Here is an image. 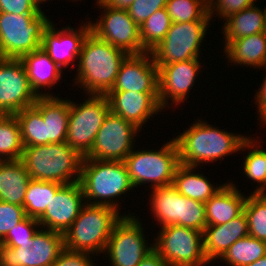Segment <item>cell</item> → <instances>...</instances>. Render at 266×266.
<instances>
[{
    "label": "cell",
    "instance_id": "obj_1",
    "mask_svg": "<svg viewBox=\"0 0 266 266\" xmlns=\"http://www.w3.org/2000/svg\"><path fill=\"white\" fill-rule=\"evenodd\" d=\"M128 54L99 39L93 32L85 38L76 69L75 83L87 95H107L115 81L122 61ZM79 84V85H78Z\"/></svg>",
    "mask_w": 266,
    "mask_h": 266
},
{
    "label": "cell",
    "instance_id": "obj_2",
    "mask_svg": "<svg viewBox=\"0 0 266 266\" xmlns=\"http://www.w3.org/2000/svg\"><path fill=\"white\" fill-rule=\"evenodd\" d=\"M224 130L205 120H196L187 130L174 137L180 164L196 168L204 162H216L226 155L238 152L247 136Z\"/></svg>",
    "mask_w": 266,
    "mask_h": 266
},
{
    "label": "cell",
    "instance_id": "obj_3",
    "mask_svg": "<svg viewBox=\"0 0 266 266\" xmlns=\"http://www.w3.org/2000/svg\"><path fill=\"white\" fill-rule=\"evenodd\" d=\"M79 182L87 204L106 205L119 212L117 198L134 189L123 161L83 158Z\"/></svg>",
    "mask_w": 266,
    "mask_h": 266
},
{
    "label": "cell",
    "instance_id": "obj_4",
    "mask_svg": "<svg viewBox=\"0 0 266 266\" xmlns=\"http://www.w3.org/2000/svg\"><path fill=\"white\" fill-rule=\"evenodd\" d=\"M82 160L66 142L24 147L21 157L31 179L61 184L80 180Z\"/></svg>",
    "mask_w": 266,
    "mask_h": 266
},
{
    "label": "cell",
    "instance_id": "obj_5",
    "mask_svg": "<svg viewBox=\"0 0 266 266\" xmlns=\"http://www.w3.org/2000/svg\"><path fill=\"white\" fill-rule=\"evenodd\" d=\"M121 212L106 205L85 204L64 233V248L93 255L105 252L114 225Z\"/></svg>",
    "mask_w": 266,
    "mask_h": 266
},
{
    "label": "cell",
    "instance_id": "obj_6",
    "mask_svg": "<svg viewBox=\"0 0 266 266\" xmlns=\"http://www.w3.org/2000/svg\"><path fill=\"white\" fill-rule=\"evenodd\" d=\"M124 159L133 187L149 184L151 188L173 184L180 165L179 150L174 137L159 150H135Z\"/></svg>",
    "mask_w": 266,
    "mask_h": 266
},
{
    "label": "cell",
    "instance_id": "obj_7",
    "mask_svg": "<svg viewBox=\"0 0 266 266\" xmlns=\"http://www.w3.org/2000/svg\"><path fill=\"white\" fill-rule=\"evenodd\" d=\"M49 19L44 12L20 15L0 12L1 58L20 59L40 48Z\"/></svg>",
    "mask_w": 266,
    "mask_h": 266
},
{
    "label": "cell",
    "instance_id": "obj_8",
    "mask_svg": "<svg viewBox=\"0 0 266 266\" xmlns=\"http://www.w3.org/2000/svg\"><path fill=\"white\" fill-rule=\"evenodd\" d=\"M154 249L168 266H205L203 232L178 225L160 227Z\"/></svg>",
    "mask_w": 266,
    "mask_h": 266
},
{
    "label": "cell",
    "instance_id": "obj_9",
    "mask_svg": "<svg viewBox=\"0 0 266 266\" xmlns=\"http://www.w3.org/2000/svg\"><path fill=\"white\" fill-rule=\"evenodd\" d=\"M77 104L70 99V112L66 143L85 157L93 147L97 132L110 111L106 95H88Z\"/></svg>",
    "mask_w": 266,
    "mask_h": 266
},
{
    "label": "cell",
    "instance_id": "obj_10",
    "mask_svg": "<svg viewBox=\"0 0 266 266\" xmlns=\"http://www.w3.org/2000/svg\"><path fill=\"white\" fill-rule=\"evenodd\" d=\"M210 22H172L165 38L151 51L156 66L199 58Z\"/></svg>",
    "mask_w": 266,
    "mask_h": 266
},
{
    "label": "cell",
    "instance_id": "obj_11",
    "mask_svg": "<svg viewBox=\"0 0 266 266\" xmlns=\"http://www.w3.org/2000/svg\"><path fill=\"white\" fill-rule=\"evenodd\" d=\"M139 221L133 213L124 214L114 225L104 253L112 266H137L154 249V243L147 244Z\"/></svg>",
    "mask_w": 266,
    "mask_h": 266
},
{
    "label": "cell",
    "instance_id": "obj_12",
    "mask_svg": "<svg viewBox=\"0 0 266 266\" xmlns=\"http://www.w3.org/2000/svg\"><path fill=\"white\" fill-rule=\"evenodd\" d=\"M98 8L104 9L97 21L92 22L91 32L99 39L112 44L127 54H142L147 52L142 47L140 28L132 20L127 10L112 8L102 0L96 1ZM101 7V8H100Z\"/></svg>",
    "mask_w": 266,
    "mask_h": 266
},
{
    "label": "cell",
    "instance_id": "obj_13",
    "mask_svg": "<svg viewBox=\"0 0 266 266\" xmlns=\"http://www.w3.org/2000/svg\"><path fill=\"white\" fill-rule=\"evenodd\" d=\"M138 132L140 129L134 124L109 111L91 151L83 158L124 161L135 147Z\"/></svg>",
    "mask_w": 266,
    "mask_h": 266
},
{
    "label": "cell",
    "instance_id": "obj_14",
    "mask_svg": "<svg viewBox=\"0 0 266 266\" xmlns=\"http://www.w3.org/2000/svg\"><path fill=\"white\" fill-rule=\"evenodd\" d=\"M37 98L29 85L23 62L0 58V114L15 115L33 106Z\"/></svg>",
    "mask_w": 266,
    "mask_h": 266
},
{
    "label": "cell",
    "instance_id": "obj_15",
    "mask_svg": "<svg viewBox=\"0 0 266 266\" xmlns=\"http://www.w3.org/2000/svg\"><path fill=\"white\" fill-rule=\"evenodd\" d=\"M63 249V234L41 227L33 236L31 248L0 244V266H51Z\"/></svg>",
    "mask_w": 266,
    "mask_h": 266
},
{
    "label": "cell",
    "instance_id": "obj_16",
    "mask_svg": "<svg viewBox=\"0 0 266 266\" xmlns=\"http://www.w3.org/2000/svg\"><path fill=\"white\" fill-rule=\"evenodd\" d=\"M200 61V58H195L161 65L158 68V100L162 109L169 108L171 104L180 105L186 101L199 76L198 73L202 67Z\"/></svg>",
    "mask_w": 266,
    "mask_h": 266
},
{
    "label": "cell",
    "instance_id": "obj_17",
    "mask_svg": "<svg viewBox=\"0 0 266 266\" xmlns=\"http://www.w3.org/2000/svg\"><path fill=\"white\" fill-rule=\"evenodd\" d=\"M85 204L83 189L79 181L63 184L37 220L44 229L64 235Z\"/></svg>",
    "mask_w": 266,
    "mask_h": 266
},
{
    "label": "cell",
    "instance_id": "obj_18",
    "mask_svg": "<svg viewBox=\"0 0 266 266\" xmlns=\"http://www.w3.org/2000/svg\"><path fill=\"white\" fill-rule=\"evenodd\" d=\"M54 22H49L43 30L41 48L48 54L61 70L68 68L78 60L83 42L91 32L90 20L76 30L70 26L57 29Z\"/></svg>",
    "mask_w": 266,
    "mask_h": 266
},
{
    "label": "cell",
    "instance_id": "obj_19",
    "mask_svg": "<svg viewBox=\"0 0 266 266\" xmlns=\"http://www.w3.org/2000/svg\"><path fill=\"white\" fill-rule=\"evenodd\" d=\"M158 67L151 52L128 54L122 61L111 91L158 93Z\"/></svg>",
    "mask_w": 266,
    "mask_h": 266
},
{
    "label": "cell",
    "instance_id": "obj_20",
    "mask_svg": "<svg viewBox=\"0 0 266 266\" xmlns=\"http://www.w3.org/2000/svg\"><path fill=\"white\" fill-rule=\"evenodd\" d=\"M106 97L112 113L121 116L140 130L152 115L163 110L159 105L158 93L110 91Z\"/></svg>",
    "mask_w": 266,
    "mask_h": 266
},
{
    "label": "cell",
    "instance_id": "obj_21",
    "mask_svg": "<svg viewBox=\"0 0 266 266\" xmlns=\"http://www.w3.org/2000/svg\"><path fill=\"white\" fill-rule=\"evenodd\" d=\"M248 235V220L244 212L228 223L207 225L203 232L204 254L207 261H217L235 241Z\"/></svg>",
    "mask_w": 266,
    "mask_h": 266
},
{
    "label": "cell",
    "instance_id": "obj_22",
    "mask_svg": "<svg viewBox=\"0 0 266 266\" xmlns=\"http://www.w3.org/2000/svg\"><path fill=\"white\" fill-rule=\"evenodd\" d=\"M20 60L23 62L27 72L29 85L37 97L56 96L52 92H42L43 88L49 89L62 78L63 71L54 63L48 54L40 47L35 51L24 54ZM41 89V91H40Z\"/></svg>",
    "mask_w": 266,
    "mask_h": 266
},
{
    "label": "cell",
    "instance_id": "obj_23",
    "mask_svg": "<svg viewBox=\"0 0 266 266\" xmlns=\"http://www.w3.org/2000/svg\"><path fill=\"white\" fill-rule=\"evenodd\" d=\"M58 96H42L34 107L41 113L47 130V144L66 142L70 100Z\"/></svg>",
    "mask_w": 266,
    "mask_h": 266
},
{
    "label": "cell",
    "instance_id": "obj_24",
    "mask_svg": "<svg viewBox=\"0 0 266 266\" xmlns=\"http://www.w3.org/2000/svg\"><path fill=\"white\" fill-rule=\"evenodd\" d=\"M237 188V189H236ZM233 182H226L222 188L205 202L207 225L228 223L243 212L246 200Z\"/></svg>",
    "mask_w": 266,
    "mask_h": 266
},
{
    "label": "cell",
    "instance_id": "obj_25",
    "mask_svg": "<svg viewBox=\"0 0 266 266\" xmlns=\"http://www.w3.org/2000/svg\"><path fill=\"white\" fill-rule=\"evenodd\" d=\"M223 53L228 58L227 63L262 70L266 66V32L231 40L224 45Z\"/></svg>",
    "mask_w": 266,
    "mask_h": 266
},
{
    "label": "cell",
    "instance_id": "obj_26",
    "mask_svg": "<svg viewBox=\"0 0 266 266\" xmlns=\"http://www.w3.org/2000/svg\"><path fill=\"white\" fill-rule=\"evenodd\" d=\"M30 179L21 160L0 161V201L23 207Z\"/></svg>",
    "mask_w": 266,
    "mask_h": 266
},
{
    "label": "cell",
    "instance_id": "obj_27",
    "mask_svg": "<svg viewBox=\"0 0 266 266\" xmlns=\"http://www.w3.org/2000/svg\"><path fill=\"white\" fill-rule=\"evenodd\" d=\"M150 210L159 226H181V209L183 195L180 194L173 184L160 186L151 190Z\"/></svg>",
    "mask_w": 266,
    "mask_h": 266
},
{
    "label": "cell",
    "instance_id": "obj_28",
    "mask_svg": "<svg viewBox=\"0 0 266 266\" xmlns=\"http://www.w3.org/2000/svg\"><path fill=\"white\" fill-rule=\"evenodd\" d=\"M193 171L195 167L180 164L175 171L173 185L183 196L205 203L222 188L224 183L215 187L209 178Z\"/></svg>",
    "mask_w": 266,
    "mask_h": 266
},
{
    "label": "cell",
    "instance_id": "obj_29",
    "mask_svg": "<svg viewBox=\"0 0 266 266\" xmlns=\"http://www.w3.org/2000/svg\"><path fill=\"white\" fill-rule=\"evenodd\" d=\"M222 33L225 45L231 40L265 32V10L253 5L224 20Z\"/></svg>",
    "mask_w": 266,
    "mask_h": 266
},
{
    "label": "cell",
    "instance_id": "obj_30",
    "mask_svg": "<svg viewBox=\"0 0 266 266\" xmlns=\"http://www.w3.org/2000/svg\"><path fill=\"white\" fill-rule=\"evenodd\" d=\"M257 139H252V137H247L241 144L239 152L246 151L248 149V154L244 157L243 168L244 175L248 177L253 182L258 183L257 188L253 193H266V149L262 150L258 145L261 141L256 143ZM256 143V144H255ZM255 148V149H254ZM252 149V150H251Z\"/></svg>",
    "mask_w": 266,
    "mask_h": 266
},
{
    "label": "cell",
    "instance_id": "obj_31",
    "mask_svg": "<svg viewBox=\"0 0 266 266\" xmlns=\"http://www.w3.org/2000/svg\"><path fill=\"white\" fill-rule=\"evenodd\" d=\"M62 185L51 181L30 179L23 202L26 216L38 219Z\"/></svg>",
    "mask_w": 266,
    "mask_h": 266
},
{
    "label": "cell",
    "instance_id": "obj_32",
    "mask_svg": "<svg viewBox=\"0 0 266 266\" xmlns=\"http://www.w3.org/2000/svg\"><path fill=\"white\" fill-rule=\"evenodd\" d=\"M24 145L15 115L0 114V161L21 160Z\"/></svg>",
    "mask_w": 266,
    "mask_h": 266
},
{
    "label": "cell",
    "instance_id": "obj_33",
    "mask_svg": "<svg viewBox=\"0 0 266 266\" xmlns=\"http://www.w3.org/2000/svg\"><path fill=\"white\" fill-rule=\"evenodd\" d=\"M266 255V242L252 236L235 241L219 259L229 266H246Z\"/></svg>",
    "mask_w": 266,
    "mask_h": 266
},
{
    "label": "cell",
    "instance_id": "obj_34",
    "mask_svg": "<svg viewBox=\"0 0 266 266\" xmlns=\"http://www.w3.org/2000/svg\"><path fill=\"white\" fill-rule=\"evenodd\" d=\"M15 116L20 124L24 147L47 145L46 124L34 106L24 108Z\"/></svg>",
    "mask_w": 266,
    "mask_h": 266
},
{
    "label": "cell",
    "instance_id": "obj_35",
    "mask_svg": "<svg viewBox=\"0 0 266 266\" xmlns=\"http://www.w3.org/2000/svg\"><path fill=\"white\" fill-rule=\"evenodd\" d=\"M171 25L166 8L155 11L139 26L142 47L151 52L165 38Z\"/></svg>",
    "mask_w": 266,
    "mask_h": 266
},
{
    "label": "cell",
    "instance_id": "obj_36",
    "mask_svg": "<svg viewBox=\"0 0 266 266\" xmlns=\"http://www.w3.org/2000/svg\"><path fill=\"white\" fill-rule=\"evenodd\" d=\"M243 212L248 220V234L266 242V193L247 196Z\"/></svg>",
    "mask_w": 266,
    "mask_h": 266
},
{
    "label": "cell",
    "instance_id": "obj_37",
    "mask_svg": "<svg viewBox=\"0 0 266 266\" xmlns=\"http://www.w3.org/2000/svg\"><path fill=\"white\" fill-rule=\"evenodd\" d=\"M165 8L172 22L211 20L208 0H168Z\"/></svg>",
    "mask_w": 266,
    "mask_h": 266
},
{
    "label": "cell",
    "instance_id": "obj_38",
    "mask_svg": "<svg viewBox=\"0 0 266 266\" xmlns=\"http://www.w3.org/2000/svg\"><path fill=\"white\" fill-rule=\"evenodd\" d=\"M39 227V228H37ZM41 226L37 219L26 216L14 226L0 244L10 248H31L33 236Z\"/></svg>",
    "mask_w": 266,
    "mask_h": 266
},
{
    "label": "cell",
    "instance_id": "obj_39",
    "mask_svg": "<svg viewBox=\"0 0 266 266\" xmlns=\"http://www.w3.org/2000/svg\"><path fill=\"white\" fill-rule=\"evenodd\" d=\"M181 226L204 232L207 226L205 203L183 196Z\"/></svg>",
    "mask_w": 266,
    "mask_h": 266
},
{
    "label": "cell",
    "instance_id": "obj_40",
    "mask_svg": "<svg viewBox=\"0 0 266 266\" xmlns=\"http://www.w3.org/2000/svg\"><path fill=\"white\" fill-rule=\"evenodd\" d=\"M25 217L24 207L0 201V242Z\"/></svg>",
    "mask_w": 266,
    "mask_h": 266
},
{
    "label": "cell",
    "instance_id": "obj_41",
    "mask_svg": "<svg viewBox=\"0 0 266 266\" xmlns=\"http://www.w3.org/2000/svg\"><path fill=\"white\" fill-rule=\"evenodd\" d=\"M255 1L257 2V0H208L209 15L211 18L219 15L221 20H226L231 15L253 6Z\"/></svg>",
    "mask_w": 266,
    "mask_h": 266
},
{
    "label": "cell",
    "instance_id": "obj_42",
    "mask_svg": "<svg viewBox=\"0 0 266 266\" xmlns=\"http://www.w3.org/2000/svg\"><path fill=\"white\" fill-rule=\"evenodd\" d=\"M168 0H135L126 10L132 20L140 26L155 11L165 8Z\"/></svg>",
    "mask_w": 266,
    "mask_h": 266
},
{
    "label": "cell",
    "instance_id": "obj_43",
    "mask_svg": "<svg viewBox=\"0 0 266 266\" xmlns=\"http://www.w3.org/2000/svg\"><path fill=\"white\" fill-rule=\"evenodd\" d=\"M0 12L10 14H40L43 12L35 0H0Z\"/></svg>",
    "mask_w": 266,
    "mask_h": 266
},
{
    "label": "cell",
    "instance_id": "obj_44",
    "mask_svg": "<svg viewBox=\"0 0 266 266\" xmlns=\"http://www.w3.org/2000/svg\"><path fill=\"white\" fill-rule=\"evenodd\" d=\"M92 255L86 252L71 251L64 248L51 266H95ZM91 257V258H90Z\"/></svg>",
    "mask_w": 266,
    "mask_h": 266
},
{
    "label": "cell",
    "instance_id": "obj_45",
    "mask_svg": "<svg viewBox=\"0 0 266 266\" xmlns=\"http://www.w3.org/2000/svg\"><path fill=\"white\" fill-rule=\"evenodd\" d=\"M264 69H266V66L263 67ZM265 76H266V73H265ZM264 76L263 78V82L260 86V88L258 89V91L256 92V95H255V100L254 101L256 104H257V114H259V118L258 119L259 121H261L260 124L262 125H266V77Z\"/></svg>",
    "mask_w": 266,
    "mask_h": 266
},
{
    "label": "cell",
    "instance_id": "obj_46",
    "mask_svg": "<svg viewBox=\"0 0 266 266\" xmlns=\"http://www.w3.org/2000/svg\"><path fill=\"white\" fill-rule=\"evenodd\" d=\"M137 266H168V264L163 260L160 254L153 249L139 262Z\"/></svg>",
    "mask_w": 266,
    "mask_h": 266
},
{
    "label": "cell",
    "instance_id": "obj_47",
    "mask_svg": "<svg viewBox=\"0 0 266 266\" xmlns=\"http://www.w3.org/2000/svg\"><path fill=\"white\" fill-rule=\"evenodd\" d=\"M106 5L126 10L135 0H102Z\"/></svg>",
    "mask_w": 266,
    "mask_h": 266
},
{
    "label": "cell",
    "instance_id": "obj_48",
    "mask_svg": "<svg viewBox=\"0 0 266 266\" xmlns=\"http://www.w3.org/2000/svg\"><path fill=\"white\" fill-rule=\"evenodd\" d=\"M246 266H266V255L259 258L257 261L250 263L249 265Z\"/></svg>",
    "mask_w": 266,
    "mask_h": 266
},
{
    "label": "cell",
    "instance_id": "obj_49",
    "mask_svg": "<svg viewBox=\"0 0 266 266\" xmlns=\"http://www.w3.org/2000/svg\"><path fill=\"white\" fill-rule=\"evenodd\" d=\"M35 1L38 3V5L41 6V4L43 5V2H46V1H49V0H35Z\"/></svg>",
    "mask_w": 266,
    "mask_h": 266
},
{
    "label": "cell",
    "instance_id": "obj_50",
    "mask_svg": "<svg viewBox=\"0 0 266 266\" xmlns=\"http://www.w3.org/2000/svg\"><path fill=\"white\" fill-rule=\"evenodd\" d=\"M265 10V32H266V6L264 7Z\"/></svg>",
    "mask_w": 266,
    "mask_h": 266
}]
</instances>
